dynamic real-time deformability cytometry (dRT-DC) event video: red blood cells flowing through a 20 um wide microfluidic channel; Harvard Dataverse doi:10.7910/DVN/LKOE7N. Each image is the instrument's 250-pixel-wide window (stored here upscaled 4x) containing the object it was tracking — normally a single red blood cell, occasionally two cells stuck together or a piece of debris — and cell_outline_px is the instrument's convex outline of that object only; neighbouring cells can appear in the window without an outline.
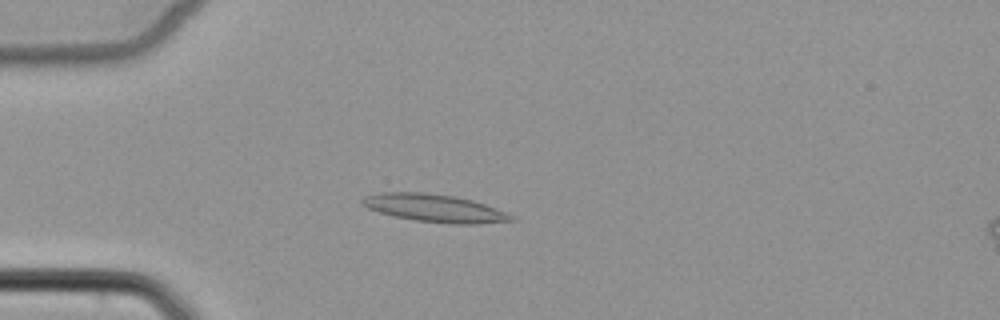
{"species": "common noctule bat (a hibernating species)", "species_latin": "Nyctalus noctula", "temperature_condition": "cold", "stored_images_in_passage": 1, "camera_frame_rate_fps": 3000, "um_per_image_px": 0.085, "animal": {"sex": "female", "body_mass_g": 22.7, "forearm_length_mm": 54.2}, "frame": {"image": 1, "passage_image": 1, "time_ms": 0.0, "image_size_px": [1000, 320], "cell_outline_px": [[516, 220], [480, 224], [452, 224], [416, 220], [392, 216], [368, 208], [360, 200], [364, 196], [380, 192], [424, 192], [452, 196], [472, 200], [484, 204], [516, 216]], "centroid_in_image_um": [36.95, 17.69], "position_along_channel_um": 48.0, "area_um2": 24.04}}